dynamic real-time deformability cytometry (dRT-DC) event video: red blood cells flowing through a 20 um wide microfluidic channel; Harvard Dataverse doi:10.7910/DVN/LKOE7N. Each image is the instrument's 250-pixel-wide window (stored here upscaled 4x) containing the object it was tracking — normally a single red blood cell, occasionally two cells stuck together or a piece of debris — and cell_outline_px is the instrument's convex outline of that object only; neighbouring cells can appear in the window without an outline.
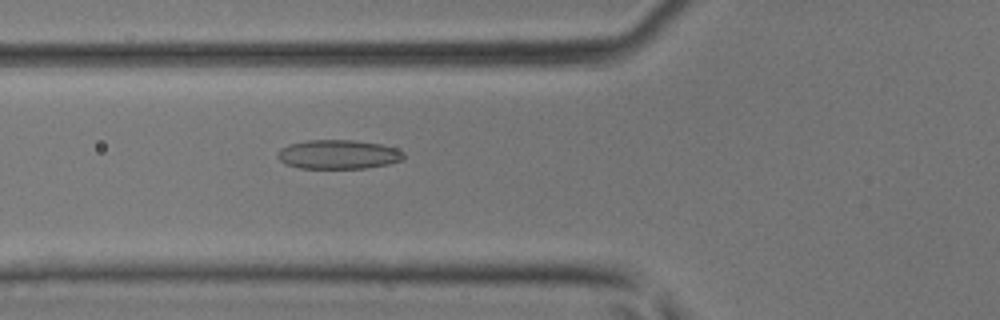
{"species": "common noctule bat (a hibernating species)", "species_latin": "Nyctalus noctula", "temperature_condition": "room temperature", "stored_images_in_passage": 45, "camera_frame_rate_fps": 3000, "um_per_image_px": 0.085, "animal": {"sex": "male", "body_mass_g": 17.9, "forearm_length_mm": 54.2}, "frame": {"image": 1, "passage_image": 17, "time_ms": 5.333, "image_size_px": [1000, 320], "cell_outline_px": [[404, 160], [388, 164], [364, 168], [300, 168], [284, 164], [276, 156], [280, 148], [288, 144], [308, 140], [356, 140], [380, 144], [396, 148], [404, 152]], "centroid_in_image_um": [28.75, 13.12], "position_along_channel_um": 97.1, "area_um2": 21.56}}
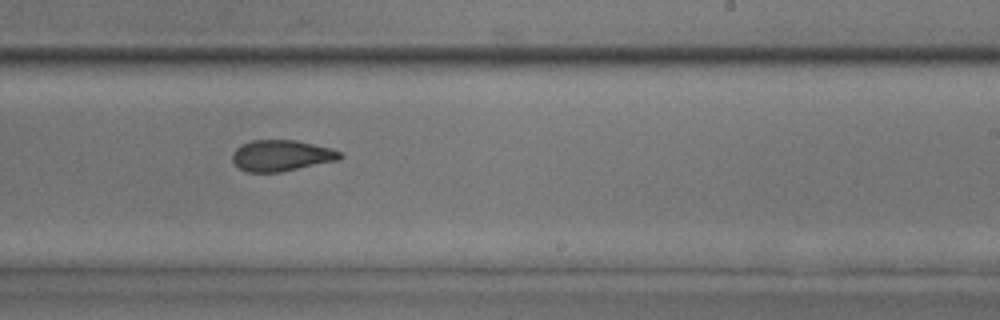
{"frame": {"image": 2, "passage_image": 28, "time_ms": 9.0, "image_size_px": [1000, 320], "cell_outline_px": [[344, 156], [340, 160], [280, 172], [248, 172], [240, 168], [232, 160], [232, 152], [240, 144], [252, 140], [296, 140], [332, 148], [340, 152]], "centroid_in_image_um": [23.93, 13.22], "position_along_channel_um": 265.1, "area_um2": 19.65}}
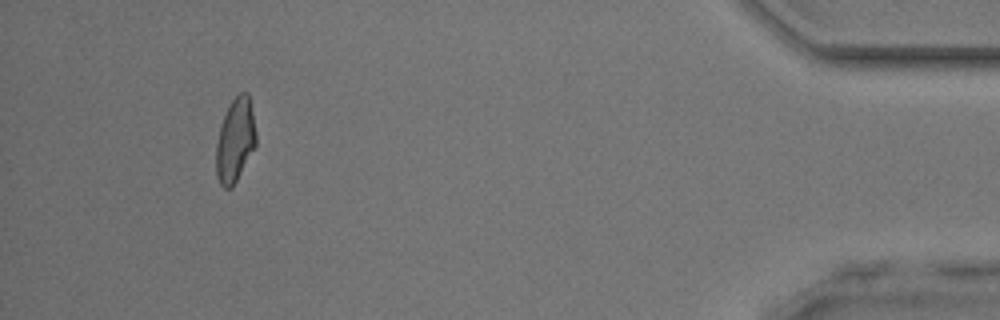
{"frame": {"image": 3, "passage_image": 42, "time_ms": 13.667, "image_size_px": [1000, 320], "cell_outline_px": [[256, 144], [232, 188], [224, 188], [220, 184], [216, 176], [216, 144], [220, 128], [224, 116], [232, 100], [240, 92], [248, 92], [256, 132]], "centroid_in_image_um": [19.98, 11.94], "position_along_channel_um": 415.2, "area_um2": 19.19}}